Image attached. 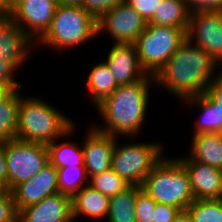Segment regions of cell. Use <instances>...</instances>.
<instances>
[{"instance_id": "obj_1", "label": "cell", "mask_w": 222, "mask_h": 222, "mask_svg": "<svg viewBox=\"0 0 222 222\" xmlns=\"http://www.w3.org/2000/svg\"><path fill=\"white\" fill-rule=\"evenodd\" d=\"M209 53L186 40L156 74L155 84L186 100L204 94L222 68Z\"/></svg>"}, {"instance_id": "obj_2", "label": "cell", "mask_w": 222, "mask_h": 222, "mask_svg": "<svg viewBox=\"0 0 222 222\" xmlns=\"http://www.w3.org/2000/svg\"><path fill=\"white\" fill-rule=\"evenodd\" d=\"M153 83L154 76L147 74L134 83L119 85L109 97L96 106L105 126L94 128L116 138L120 135L126 138L135 137L143 128L144 120L146 121L149 85Z\"/></svg>"}, {"instance_id": "obj_3", "label": "cell", "mask_w": 222, "mask_h": 222, "mask_svg": "<svg viewBox=\"0 0 222 222\" xmlns=\"http://www.w3.org/2000/svg\"><path fill=\"white\" fill-rule=\"evenodd\" d=\"M49 104L39 97H20L16 139L49 145L73 133L75 123Z\"/></svg>"}, {"instance_id": "obj_4", "label": "cell", "mask_w": 222, "mask_h": 222, "mask_svg": "<svg viewBox=\"0 0 222 222\" xmlns=\"http://www.w3.org/2000/svg\"><path fill=\"white\" fill-rule=\"evenodd\" d=\"M141 188L156 203L186 210L194 201L186 168L174 157H163L144 179Z\"/></svg>"}, {"instance_id": "obj_5", "label": "cell", "mask_w": 222, "mask_h": 222, "mask_svg": "<svg viewBox=\"0 0 222 222\" xmlns=\"http://www.w3.org/2000/svg\"><path fill=\"white\" fill-rule=\"evenodd\" d=\"M97 36V20L82 6L58 4L47 31L35 42L62 51L86 43Z\"/></svg>"}, {"instance_id": "obj_6", "label": "cell", "mask_w": 222, "mask_h": 222, "mask_svg": "<svg viewBox=\"0 0 222 222\" xmlns=\"http://www.w3.org/2000/svg\"><path fill=\"white\" fill-rule=\"evenodd\" d=\"M186 40L184 29L147 24L134 42L141 67L155 77Z\"/></svg>"}, {"instance_id": "obj_7", "label": "cell", "mask_w": 222, "mask_h": 222, "mask_svg": "<svg viewBox=\"0 0 222 222\" xmlns=\"http://www.w3.org/2000/svg\"><path fill=\"white\" fill-rule=\"evenodd\" d=\"M115 137L111 169L130 185H142L153 167L164 157L161 142L119 145Z\"/></svg>"}, {"instance_id": "obj_8", "label": "cell", "mask_w": 222, "mask_h": 222, "mask_svg": "<svg viewBox=\"0 0 222 222\" xmlns=\"http://www.w3.org/2000/svg\"><path fill=\"white\" fill-rule=\"evenodd\" d=\"M7 162V188L11 191L31 179L49 163L47 145L12 139L4 143Z\"/></svg>"}, {"instance_id": "obj_9", "label": "cell", "mask_w": 222, "mask_h": 222, "mask_svg": "<svg viewBox=\"0 0 222 222\" xmlns=\"http://www.w3.org/2000/svg\"><path fill=\"white\" fill-rule=\"evenodd\" d=\"M146 26L142 16L123 0L97 20V35L108 32L114 43L134 44Z\"/></svg>"}, {"instance_id": "obj_10", "label": "cell", "mask_w": 222, "mask_h": 222, "mask_svg": "<svg viewBox=\"0 0 222 222\" xmlns=\"http://www.w3.org/2000/svg\"><path fill=\"white\" fill-rule=\"evenodd\" d=\"M186 37L222 64V11L191 12Z\"/></svg>"}, {"instance_id": "obj_11", "label": "cell", "mask_w": 222, "mask_h": 222, "mask_svg": "<svg viewBox=\"0 0 222 222\" xmlns=\"http://www.w3.org/2000/svg\"><path fill=\"white\" fill-rule=\"evenodd\" d=\"M57 0H13L8 15L34 42L49 28Z\"/></svg>"}, {"instance_id": "obj_12", "label": "cell", "mask_w": 222, "mask_h": 222, "mask_svg": "<svg viewBox=\"0 0 222 222\" xmlns=\"http://www.w3.org/2000/svg\"><path fill=\"white\" fill-rule=\"evenodd\" d=\"M57 168L50 162L31 179L24 181L11 190L16 209L38 203L47 196L58 193Z\"/></svg>"}, {"instance_id": "obj_13", "label": "cell", "mask_w": 222, "mask_h": 222, "mask_svg": "<svg viewBox=\"0 0 222 222\" xmlns=\"http://www.w3.org/2000/svg\"><path fill=\"white\" fill-rule=\"evenodd\" d=\"M34 43L8 14H0V59L18 69L28 60Z\"/></svg>"}, {"instance_id": "obj_14", "label": "cell", "mask_w": 222, "mask_h": 222, "mask_svg": "<svg viewBox=\"0 0 222 222\" xmlns=\"http://www.w3.org/2000/svg\"><path fill=\"white\" fill-rule=\"evenodd\" d=\"M186 168L194 199L222 198V170L191 160L188 156L177 158Z\"/></svg>"}, {"instance_id": "obj_15", "label": "cell", "mask_w": 222, "mask_h": 222, "mask_svg": "<svg viewBox=\"0 0 222 222\" xmlns=\"http://www.w3.org/2000/svg\"><path fill=\"white\" fill-rule=\"evenodd\" d=\"M71 197L60 192L19 211L18 222H73Z\"/></svg>"}, {"instance_id": "obj_16", "label": "cell", "mask_w": 222, "mask_h": 222, "mask_svg": "<svg viewBox=\"0 0 222 222\" xmlns=\"http://www.w3.org/2000/svg\"><path fill=\"white\" fill-rule=\"evenodd\" d=\"M83 137L84 167L88 177L103 173L111 168L115 137L100 132L94 127Z\"/></svg>"}, {"instance_id": "obj_17", "label": "cell", "mask_w": 222, "mask_h": 222, "mask_svg": "<svg viewBox=\"0 0 222 222\" xmlns=\"http://www.w3.org/2000/svg\"><path fill=\"white\" fill-rule=\"evenodd\" d=\"M105 60L118 85L131 84L147 73L141 67L134 44L114 43Z\"/></svg>"}, {"instance_id": "obj_18", "label": "cell", "mask_w": 222, "mask_h": 222, "mask_svg": "<svg viewBox=\"0 0 222 222\" xmlns=\"http://www.w3.org/2000/svg\"><path fill=\"white\" fill-rule=\"evenodd\" d=\"M71 201L74 221L82 214L94 220L104 216L107 217L110 198L90 185L83 187L71 198Z\"/></svg>"}, {"instance_id": "obj_19", "label": "cell", "mask_w": 222, "mask_h": 222, "mask_svg": "<svg viewBox=\"0 0 222 222\" xmlns=\"http://www.w3.org/2000/svg\"><path fill=\"white\" fill-rule=\"evenodd\" d=\"M192 137L191 153L187 156L222 170V133H201Z\"/></svg>"}, {"instance_id": "obj_20", "label": "cell", "mask_w": 222, "mask_h": 222, "mask_svg": "<svg viewBox=\"0 0 222 222\" xmlns=\"http://www.w3.org/2000/svg\"><path fill=\"white\" fill-rule=\"evenodd\" d=\"M86 86L89 90L88 94H91V102H93L96 107L104 99L109 97L119 85L106 62L101 61L90 70Z\"/></svg>"}, {"instance_id": "obj_21", "label": "cell", "mask_w": 222, "mask_h": 222, "mask_svg": "<svg viewBox=\"0 0 222 222\" xmlns=\"http://www.w3.org/2000/svg\"><path fill=\"white\" fill-rule=\"evenodd\" d=\"M190 13L184 0H161L157 12L147 24L181 28L187 31Z\"/></svg>"}, {"instance_id": "obj_22", "label": "cell", "mask_w": 222, "mask_h": 222, "mask_svg": "<svg viewBox=\"0 0 222 222\" xmlns=\"http://www.w3.org/2000/svg\"><path fill=\"white\" fill-rule=\"evenodd\" d=\"M140 185H130L124 191L110 197L108 222H136V195L141 190Z\"/></svg>"}, {"instance_id": "obj_23", "label": "cell", "mask_w": 222, "mask_h": 222, "mask_svg": "<svg viewBox=\"0 0 222 222\" xmlns=\"http://www.w3.org/2000/svg\"><path fill=\"white\" fill-rule=\"evenodd\" d=\"M183 101L191 107L196 105L203 113L200 115V118L196 120L195 128H193V135L201 133H219L218 108H216V104L205 93Z\"/></svg>"}, {"instance_id": "obj_24", "label": "cell", "mask_w": 222, "mask_h": 222, "mask_svg": "<svg viewBox=\"0 0 222 222\" xmlns=\"http://www.w3.org/2000/svg\"><path fill=\"white\" fill-rule=\"evenodd\" d=\"M19 103V89L11 91L0 101V143L16 138Z\"/></svg>"}, {"instance_id": "obj_25", "label": "cell", "mask_w": 222, "mask_h": 222, "mask_svg": "<svg viewBox=\"0 0 222 222\" xmlns=\"http://www.w3.org/2000/svg\"><path fill=\"white\" fill-rule=\"evenodd\" d=\"M57 140L47 145L49 162L55 168L78 166L84 167V153L81 146L71 142L58 143Z\"/></svg>"}, {"instance_id": "obj_26", "label": "cell", "mask_w": 222, "mask_h": 222, "mask_svg": "<svg viewBox=\"0 0 222 222\" xmlns=\"http://www.w3.org/2000/svg\"><path fill=\"white\" fill-rule=\"evenodd\" d=\"M57 177L59 192L71 198L89 183L85 167L57 168Z\"/></svg>"}, {"instance_id": "obj_27", "label": "cell", "mask_w": 222, "mask_h": 222, "mask_svg": "<svg viewBox=\"0 0 222 222\" xmlns=\"http://www.w3.org/2000/svg\"><path fill=\"white\" fill-rule=\"evenodd\" d=\"M186 210L192 222H222V198L194 199Z\"/></svg>"}, {"instance_id": "obj_28", "label": "cell", "mask_w": 222, "mask_h": 222, "mask_svg": "<svg viewBox=\"0 0 222 222\" xmlns=\"http://www.w3.org/2000/svg\"><path fill=\"white\" fill-rule=\"evenodd\" d=\"M92 188L100 191L103 195L109 198L124 191L130 186L123 178H121L113 169L96 174L89 178V183Z\"/></svg>"}, {"instance_id": "obj_29", "label": "cell", "mask_w": 222, "mask_h": 222, "mask_svg": "<svg viewBox=\"0 0 222 222\" xmlns=\"http://www.w3.org/2000/svg\"><path fill=\"white\" fill-rule=\"evenodd\" d=\"M156 202L142 189L136 195V222H153Z\"/></svg>"}, {"instance_id": "obj_30", "label": "cell", "mask_w": 222, "mask_h": 222, "mask_svg": "<svg viewBox=\"0 0 222 222\" xmlns=\"http://www.w3.org/2000/svg\"><path fill=\"white\" fill-rule=\"evenodd\" d=\"M205 94L218 108L219 133H222V70L218 71L216 78L208 85Z\"/></svg>"}, {"instance_id": "obj_31", "label": "cell", "mask_w": 222, "mask_h": 222, "mask_svg": "<svg viewBox=\"0 0 222 222\" xmlns=\"http://www.w3.org/2000/svg\"><path fill=\"white\" fill-rule=\"evenodd\" d=\"M122 1L123 0H84L82 8L98 20L104 13Z\"/></svg>"}, {"instance_id": "obj_32", "label": "cell", "mask_w": 222, "mask_h": 222, "mask_svg": "<svg viewBox=\"0 0 222 222\" xmlns=\"http://www.w3.org/2000/svg\"><path fill=\"white\" fill-rule=\"evenodd\" d=\"M125 2L135 9L148 23L154 13L157 12L161 0H125Z\"/></svg>"}, {"instance_id": "obj_33", "label": "cell", "mask_w": 222, "mask_h": 222, "mask_svg": "<svg viewBox=\"0 0 222 222\" xmlns=\"http://www.w3.org/2000/svg\"><path fill=\"white\" fill-rule=\"evenodd\" d=\"M18 214L11 191L5 196H1L0 222H18Z\"/></svg>"}, {"instance_id": "obj_34", "label": "cell", "mask_w": 222, "mask_h": 222, "mask_svg": "<svg viewBox=\"0 0 222 222\" xmlns=\"http://www.w3.org/2000/svg\"><path fill=\"white\" fill-rule=\"evenodd\" d=\"M17 68L10 62L0 59V84L6 85L11 91L21 88V83L14 78Z\"/></svg>"}, {"instance_id": "obj_35", "label": "cell", "mask_w": 222, "mask_h": 222, "mask_svg": "<svg viewBox=\"0 0 222 222\" xmlns=\"http://www.w3.org/2000/svg\"><path fill=\"white\" fill-rule=\"evenodd\" d=\"M190 12L222 11V0H184Z\"/></svg>"}, {"instance_id": "obj_36", "label": "cell", "mask_w": 222, "mask_h": 222, "mask_svg": "<svg viewBox=\"0 0 222 222\" xmlns=\"http://www.w3.org/2000/svg\"><path fill=\"white\" fill-rule=\"evenodd\" d=\"M179 211L172 205L156 203L153 222H173Z\"/></svg>"}, {"instance_id": "obj_37", "label": "cell", "mask_w": 222, "mask_h": 222, "mask_svg": "<svg viewBox=\"0 0 222 222\" xmlns=\"http://www.w3.org/2000/svg\"><path fill=\"white\" fill-rule=\"evenodd\" d=\"M7 162L4 152V143H0V181L7 186Z\"/></svg>"}, {"instance_id": "obj_38", "label": "cell", "mask_w": 222, "mask_h": 222, "mask_svg": "<svg viewBox=\"0 0 222 222\" xmlns=\"http://www.w3.org/2000/svg\"><path fill=\"white\" fill-rule=\"evenodd\" d=\"M173 222H192L187 210L179 211Z\"/></svg>"}, {"instance_id": "obj_39", "label": "cell", "mask_w": 222, "mask_h": 222, "mask_svg": "<svg viewBox=\"0 0 222 222\" xmlns=\"http://www.w3.org/2000/svg\"><path fill=\"white\" fill-rule=\"evenodd\" d=\"M13 0H0V14H8L11 10Z\"/></svg>"}, {"instance_id": "obj_40", "label": "cell", "mask_w": 222, "mask_h": 222, "mask_svg": "<svg viewBox=\"0 0 222 222\" xmlns=\"http://www.w3.org/2000/svg\"><path fill=\"white\" fill-rule=\"evenodd\" d=\"M84 0H57L58 4L71 5V6H82Z\"/></svg>"}, {"instance_id": "obj_41", "label": "cell", "mask_w": 222, "mask_h": 222, "mask_svg": "<svg viewBox=\"0 0 222 222\" xmlns=\"http://www.w3.org/2000/svg\"><path fill=\"white\" fill-rule=\"evenodd\" d=\"M11 92V90L3 84H0V101L6 97L9 93Z\"/></svg>"}, {"instance_id": "obj_42", "label": "cell", "mask_w": 222, "mask_h": 222, "mask_svg": "<svg viewBox=\"0 0 222 222\" xmlns=\"http://www.w3.org/2000/svg\"><path fill=\"white\" fill-rule=\"evenodd\" d=\"M8 192H9V189L7 188V186L3 182L0 181V197L5 196Z\"/></svg>"}]
</instances>
